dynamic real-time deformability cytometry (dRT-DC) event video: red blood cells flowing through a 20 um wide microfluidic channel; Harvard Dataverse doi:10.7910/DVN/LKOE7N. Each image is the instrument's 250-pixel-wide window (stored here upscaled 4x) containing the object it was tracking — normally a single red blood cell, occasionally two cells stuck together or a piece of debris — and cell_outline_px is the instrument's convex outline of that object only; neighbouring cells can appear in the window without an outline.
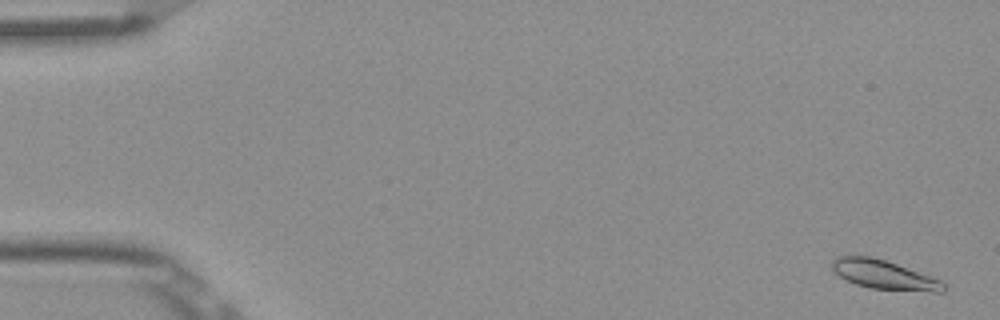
{"species": "Egyptian fruit bat (a non-hibernating species)", "species_latin": "Rousettus aegyptiacus", "temperature_condition": "room temperature", "stored_images_in_passage": 53, "camera_frame_rate_fps": 3000, "um_per_image_px": 0.085, "frame": {"image": 1, "passage_image": 2, "time_ms": 0.333, "image_size_px": [1000, 320], "cell_outline_px": [[944, 292], [932, 292], [868, 288], [844, 280], [832, 272], [832, 260], [836, 256], [872, 256], [896, 264], [940, 280], [944, 284]], "centroid_in_image_um": [75.06, 23.36], "position_along_channel_um": 9.9, "area_um2": 18.84}}
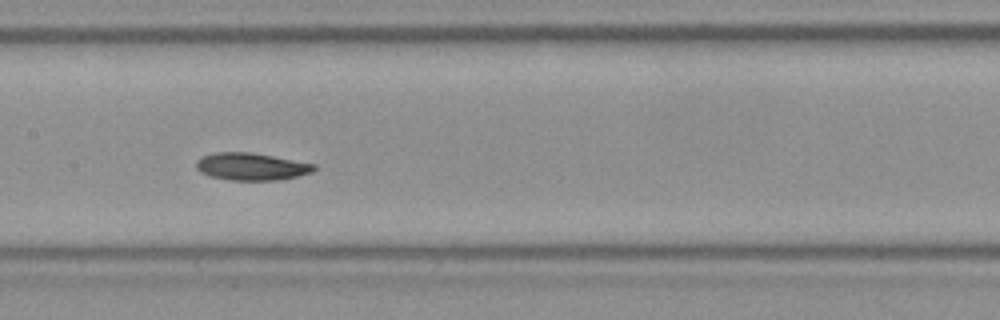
{"frame": {"image": 2, "passage_image": 27, "time_ms": 8.667, "image_size_px": [1000, 320], "cell_outline_px": [[316, 168], [312, 172], [280, 180], [228, 180], [212, 176], [200, 172], [196, 168], [196, 160], [204, 156], [216, 152], [252, 152], [316, 164]], "centroid_in_image_um": [21.37, 14.15], "position_along_channel_um": 186.0, "area_um2": 18.73}}
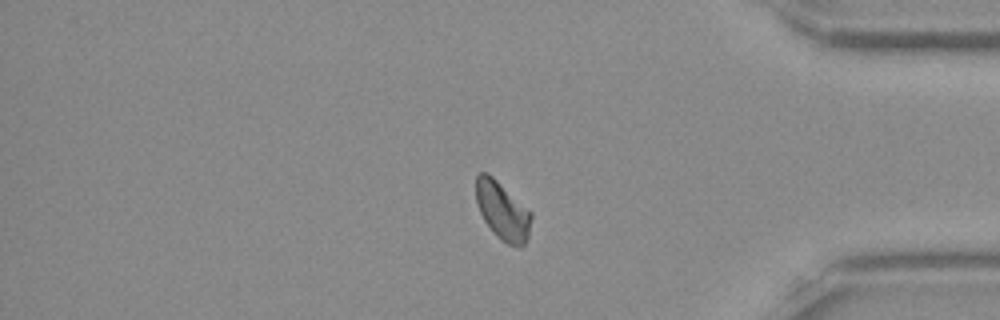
{"frame": {"image": 3, "passage_image": 45, "time_ms": 14.667, "image_size_px": [1000, 320], "cell_outline_px": [[532, 216], [528, 236], [524, 244], [508, 244], [500, 240], [492, 232], [484, 220], [480, 212], [476, 200], [476, 176], [480, 172], [488, 172], [532, 212]], "centroid_in_image_um": [42.69, 17.89], "position_along_channel_um": 392.5, "area_um2": 18.55}, "authors_computed_cell_mechanics": {"area_um2": 18.6694, "velocity_mm_per_s": 3.8389, "shape_relaxation_time_tau1_ms": 2.8898, "shape_relaxation_time_tau2_ms": 3.0212, "deformation_change_tau1": 0.0969, "deformation_change_tau2": 0.0572}}